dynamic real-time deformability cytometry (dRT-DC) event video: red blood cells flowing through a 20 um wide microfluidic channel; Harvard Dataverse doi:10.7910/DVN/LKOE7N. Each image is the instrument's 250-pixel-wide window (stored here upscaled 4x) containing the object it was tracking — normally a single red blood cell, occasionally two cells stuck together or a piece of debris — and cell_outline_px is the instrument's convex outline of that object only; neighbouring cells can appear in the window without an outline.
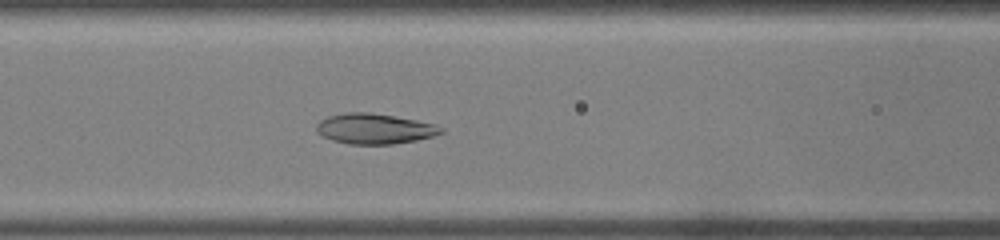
{"species": "common noctule bat (a hibernating species)", "species_latin": "Nyctalus noctula", "temperature_condition": "warm", "stored_images_in_passage": 38, "camera_frame_rate_fps": 3000, "um_per_image_px": 0.085, "animal": {"sex": "male", "body_mass_g": 19.0, "forearm_length_mm": 50.8}, "frame": {"image": 1, "passage_image": 16, "time_ms": 5.0, "image_size_px": [1000, 240], "cell_outline_px": [[444, 132], [432, 136], [416, 140], [392, 144], [348, 144], [332, 140], [316, 132], [316, 124], [320, 120], [328, 116], [348, 112], [368, 112], [416, 120], [436, 124], [444, 128]], "centroid_in_image_um": [31.83, 10.94], "position_along_channel_um": 134.8, "area_um2": 21.96}}
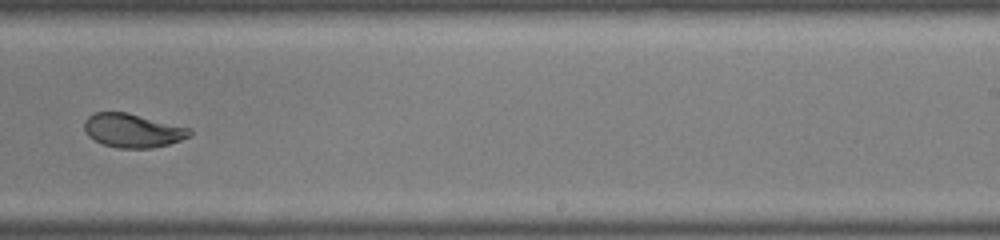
{"frame": {"image": 2, "passage_image": 24, "time_ms": 7.667, "image_size_px": [1000, 240], "cell_outline_px": [[192, 136], [168, 144], [152, 148], [116, 148], [104, 144], [88, 136], [84, 128], [84, 120], [88, 116], [96, 112], [128, 112], [192, 128]], "centroid_in_image_um": [11.31, 11.08], "position_along_channel_um": 277.7, "area_um2": 20.92}}
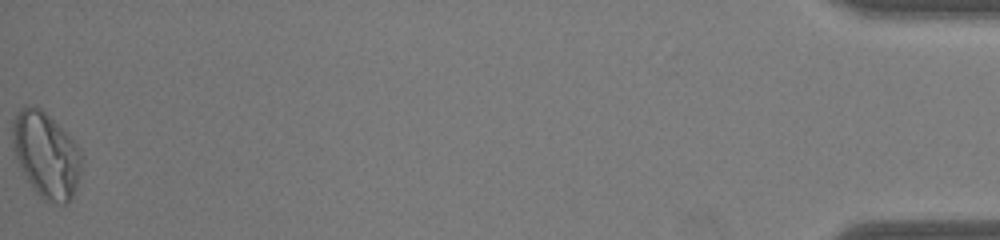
{"frame": {"image": 3, "passage_image": 38, "time_ms": 12.333, "image_size_px": [1000, 240], "cell_outline_px": [[84, 156], [76, 188], [68, 204], [60, 204], [44, 200], [32, 188], [20, 168], [12, 144], [12, 120], [20, 108], [40, 108], [80, 148]], "centroid_in_image_um": [3.93, 13.22], "position_along_channel_um": 431.3, "area_um2": 34.1}}